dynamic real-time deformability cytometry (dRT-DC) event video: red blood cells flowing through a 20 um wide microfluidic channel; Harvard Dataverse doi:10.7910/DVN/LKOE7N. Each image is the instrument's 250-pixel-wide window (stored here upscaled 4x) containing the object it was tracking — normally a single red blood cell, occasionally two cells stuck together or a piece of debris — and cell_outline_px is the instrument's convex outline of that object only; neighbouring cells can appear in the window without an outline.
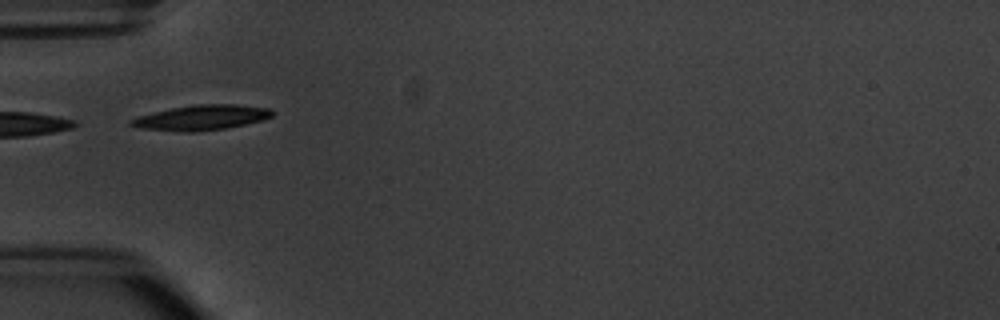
{"species": "common noctule bat (a hibernating species)", "species_latin": "Nyctalus noctula", "temperature_condition": "warm", "stored_images_in_passage": 4, "camera_frame_rate_fps": 3000, "um_per_image_px": 0.085, "animal": {"sex": "male", "body_mass_g": 20.1, "forearm_length_mm": 53.5}, "frame": {"image": 1, "passage_image": 2, "time_ms": 1.0, "image_size_px": [1000, 320], "cell_outline_px": [[272, 116], [264, 120], [224, 128], [192, 132], [184, 132], [140, 128], [128, 124], [128, 120], [140, 116], [172, 108], [192, 104], [236, 104], [268, 108], [272, 112]], "centroid_in_image_um": [17.11, 9.99], "position_along_channel_um": 67.9, "area_um2": 20.4}}